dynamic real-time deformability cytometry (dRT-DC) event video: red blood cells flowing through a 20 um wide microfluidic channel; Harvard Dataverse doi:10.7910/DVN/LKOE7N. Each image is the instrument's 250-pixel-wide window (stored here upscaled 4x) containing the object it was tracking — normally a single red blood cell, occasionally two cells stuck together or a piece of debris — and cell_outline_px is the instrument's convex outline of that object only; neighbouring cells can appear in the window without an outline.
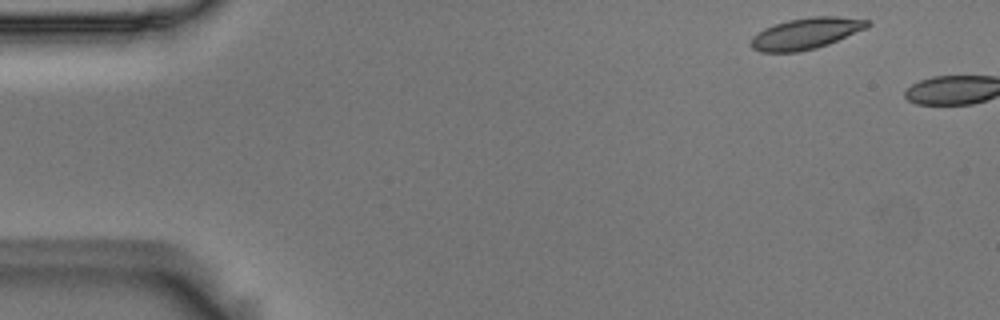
{"species": "Egyptian fruit bat (a non-hibernating species)", "species_latin": "Rousettus aegyptiacus", "temperature_condition": "room temperature", "stored_images_in_passage": 2, "camera_frame_rate_fps": 3000, "um_per_image_px": 0.085, "animal": {"sex": "male"}, "frame": {"image": 1, "passage_image": 1, "time_ms": 0.0, "image_size_px": [1000, 320], "cell_outline_px": [[872, 24], [868, 28], [828, 44], [816, 48], [800, 52], [760, 52], [752, 48], [748, 44], [752, 36], [764, 28], [772, 24], [788, 20], [812, 16], [836, 16], [872, 20]], "centroid_in_image_um": [68.51, 2.84], "position_along_channel_um": 16.5, "area_um2": 21.62}}